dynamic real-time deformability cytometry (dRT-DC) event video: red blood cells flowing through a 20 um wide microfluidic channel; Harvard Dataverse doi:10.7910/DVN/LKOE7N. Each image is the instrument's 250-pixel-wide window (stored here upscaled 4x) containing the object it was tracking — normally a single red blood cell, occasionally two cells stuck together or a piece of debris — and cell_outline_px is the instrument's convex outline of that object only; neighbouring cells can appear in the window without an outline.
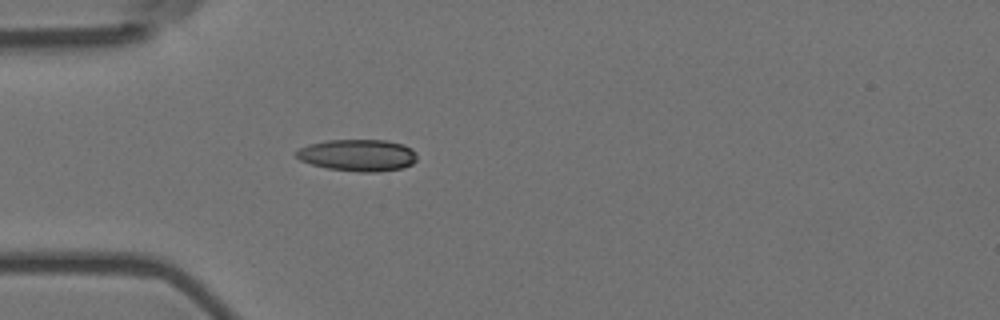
{"species": "Egyptian fruit bat (a non-hibernating species)", "species_latin": "Rousettus aegyptiacus", "temperature_condition": "room temperature", "stored_images_in_passage": 4, "camera_frame_rate_fps": 3000, "um_per_image_px": 0.085, "animal": {"sex": "female"}, "frame": {"image": 1, "passage_image": 4, "time_ms": 1.0, "image_size_px": [1000, 320], "cell_outline_px": [[416, 160], [412, 164], [400, 168], [376, 172], [360, 172], [328, 168], [312, 164], [300, 160], [296, 156], [296, 152], [300, 148], [308, 144], [328, 140], [388, 140], [404, 144], [412, 148], [416, 152]], "centroid_in_image_um": [30.44, 13.18], "position_along_channel_um": 54.6, "area_um2": 22.37}}